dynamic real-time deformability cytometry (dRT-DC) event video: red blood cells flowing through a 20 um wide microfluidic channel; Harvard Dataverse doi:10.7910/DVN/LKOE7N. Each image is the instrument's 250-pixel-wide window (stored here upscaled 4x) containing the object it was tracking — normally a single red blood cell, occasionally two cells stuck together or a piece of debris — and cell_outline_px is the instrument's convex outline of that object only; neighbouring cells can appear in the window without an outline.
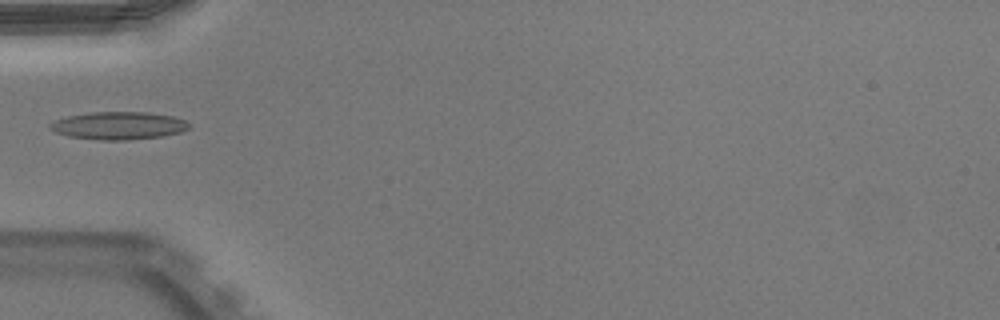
{"species": "Egyptian fruit bat (a non-hibernating species)", "species_latin": "Rousettus aegyptiacus", "temperature_condition": "warm", "stored_images_in_passage": 32, "camera_frame_rate_fps": 3000, "um_per_image_px": 0.085, "animal": {"sex": "male"}, "frame": {"image": 1, "passage_image": 1, "time_ms": 0.0, "image_size_px": [1000, 320], "cell_outline_px": [[192, 124], [188, 128], [180, 132], [164, 136], [128, 140], [100, 140], [68, 136], [56, 132], [48, 128], [48, 124], [56, 120], [68, 116], [88, 112], [148, 112], [172, 116], [184, 120]], "centroid_in_image_um": [10.08, 10.68], "position_along_channel_um": 74.9, "area_um2": 22.54}}